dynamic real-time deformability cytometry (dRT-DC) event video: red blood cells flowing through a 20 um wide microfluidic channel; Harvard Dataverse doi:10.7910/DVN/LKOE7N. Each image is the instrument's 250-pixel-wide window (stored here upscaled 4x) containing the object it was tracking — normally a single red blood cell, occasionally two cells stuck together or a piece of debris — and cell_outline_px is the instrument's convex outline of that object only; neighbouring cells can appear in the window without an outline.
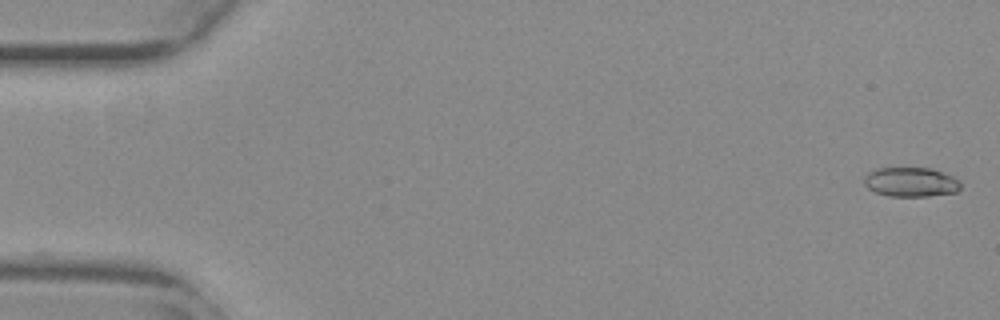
{"species": "common noctule bat (a hibernating species)", "species_latin": "Nyctalus noctula", "temperature_condition": "warm", "stored_images_in_passage": 18, "camera_frame_rate_fps": 3000, "um_per_image_px": 0.085, "animal": {"sex": "female", "body_mass_g": 29.2, "forearm_length_mm": 56.3}, "frame": {"image": 1, "passage_image": 2, "time_ms": 0.333, "image_size_px": [1000, 320], "cell_outline_px": [[960, 188], [956, 192], [928, 196], [888, 196], [876, 192], [868, 188], [864, 184], [864, 176], [868, 172], [876, 168], [932, 168], [944, 172], [960, 180]], "centroid_in_image_um": [77.42, 15.46], "position_along_channel_um": 7.6, "area_um2": 16.65}}
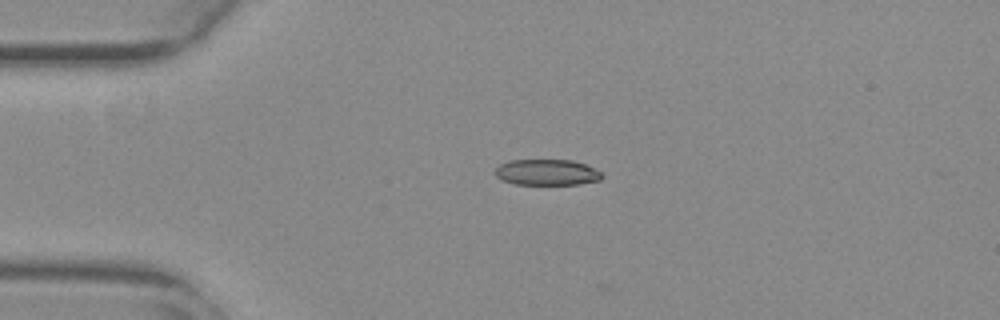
{"frame": {"image": 2, "passage_image": 14, "time_ms": 4.333, "image_size_px": [1000, 320], "cell_outline_px": [[604, 176], [600, 180], [576, 184], [516, 184], [504, 180], [496, 176], [496, 168], [500, 164], [508, 160], [572, 160], [584, 164], [600, 172]], "centroid_in_image_um": [46.48, 14.64], "position_along_channel_um": 38.5, "area_um2": 15.9}}